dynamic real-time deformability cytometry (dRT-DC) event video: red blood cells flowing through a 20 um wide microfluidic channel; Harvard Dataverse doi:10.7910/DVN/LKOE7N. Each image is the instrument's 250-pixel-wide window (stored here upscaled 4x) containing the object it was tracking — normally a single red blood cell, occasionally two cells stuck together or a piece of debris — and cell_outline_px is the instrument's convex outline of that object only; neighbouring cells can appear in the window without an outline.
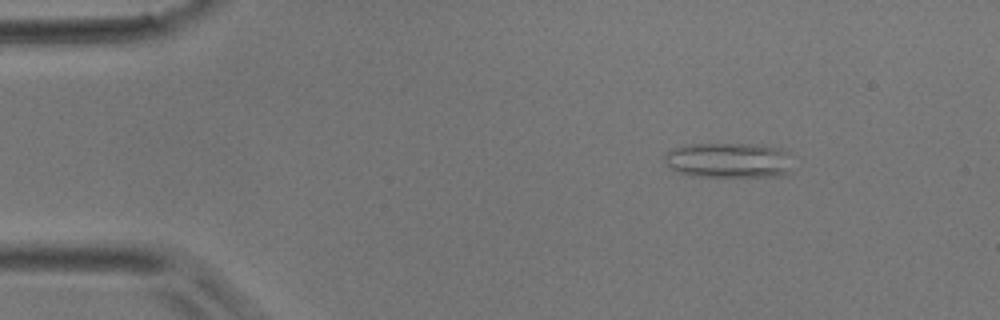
{"species": "common noctule bat (a hibernating species)", "species_latin": "Nyctalus noctula", "temperature_condition": "room temperature", "stored_images_in_passage": 5, "camera_frame_rate_fps": 3000, "um_per_image_px": 0.085, "animal": {"sex": "male", "body_mass_g": 17.9}, "frame": {"image": 1, "passage_image": 2, "time_ms": 0.333, "image_size_px": [1000, 320], "cell_outline_px": [[792, 172], [780, 176], [692, 176], [680, 172], [672, 168], [664, 160], [664, 152], [672, 148], [688, 144], [760, 144], [780, 148], [788, 152], [792, 168]], "centroid_in_image_um": [61.97, 13.61], "position_along_channel_um": 23.0, "area_um2": 26.53}}